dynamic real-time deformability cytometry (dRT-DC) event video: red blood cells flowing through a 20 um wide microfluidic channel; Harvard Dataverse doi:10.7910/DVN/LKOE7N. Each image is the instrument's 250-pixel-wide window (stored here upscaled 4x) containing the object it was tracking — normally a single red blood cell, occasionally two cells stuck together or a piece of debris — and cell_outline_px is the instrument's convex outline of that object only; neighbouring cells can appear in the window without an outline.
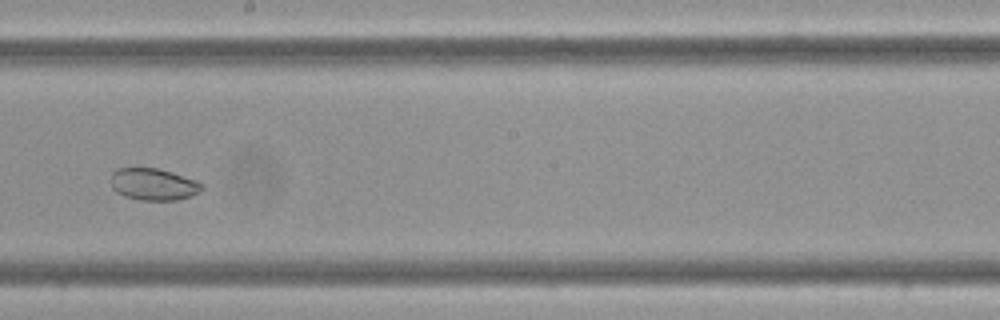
{"species": "Egyptian fruit bat (a non-hibernating species)", "species_latin": "Rousettus aegyptiacus", "temperature_condition": "cold", "stored_images_in_passage": 10, "camera_frame_rate_fps": 3000, "um_per_image_px": 0.085, "frame": {"image": 1, "passage_image": 6, "time_ms": 1.667, "image_size_px": [1000, 320], "cell_outline_px": [[204, 188], [200, 192], [176, 200], [140, 200], [124, 196], [116, 192], [112, 188], [112, 172], [116, 168], [156, 168], [172, 172], [196, 180], [204, 184]], "centroid_in_image_um": [13.05, 15.66], "position_along_channel_um": 235.2, "area_um2": 16.94}}